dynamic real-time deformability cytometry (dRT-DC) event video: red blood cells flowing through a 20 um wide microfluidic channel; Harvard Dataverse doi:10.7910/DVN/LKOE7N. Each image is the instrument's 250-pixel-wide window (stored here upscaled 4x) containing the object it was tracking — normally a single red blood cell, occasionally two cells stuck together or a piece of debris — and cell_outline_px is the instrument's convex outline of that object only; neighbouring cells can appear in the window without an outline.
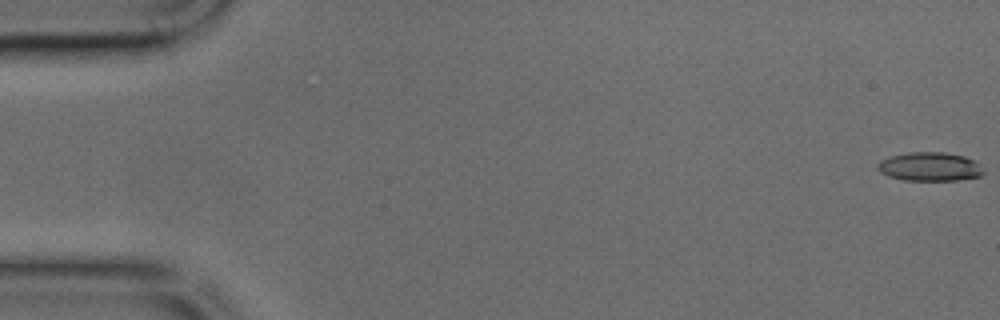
{"species": "common noctule bat (a hibernating species)", "species_latin": "Nyctalus noctula", "temperature_condition": "cold", "stored_images_in_passage": 44, "camera_frame_rate_fps": 3000, "um_per_image_px": 0.085, "animal": {"sex": "male", "body_mass_g": 17.9, "forearm_length_mm": 54.2}, "frame": {"image": 1, "passage_image": 1, "time_ms": 0.0, "image_size_px": [1000, 320], "cell_outline_px": [[984, 172], [980, 176], [956, 180], [904, 180], [888, 176], [880, 172], [876, 168], [876, 164], [880, 160], [892, 156], [908, 152], [944, 152], [964, 156], [972, 160]], "centroid_in_image_um": [78.96, 14.16], "position_along_channel_um": 6.0, "area_um2": 17.57}}
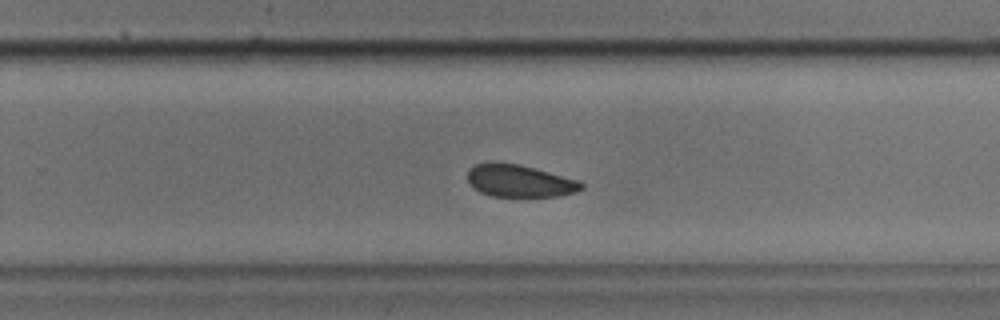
{"frame": {"image": 2, "passage_image": 28, "time_ms": 9.0, "image_size_px": [1000, 320], "cell_outline_px": [[584, 188], [576, 192], [560, 196], [492, 196], [480, 192], [472, 188], [468, 180], [468, 168], [476, 164], [488, 160], [496, 160], [520, 164], [580, 180], [584, 184]], "centroid_in_image_um": [44.14, 15.34], "position_along_channel_um": 285.7, "area_um2": 22.02}}
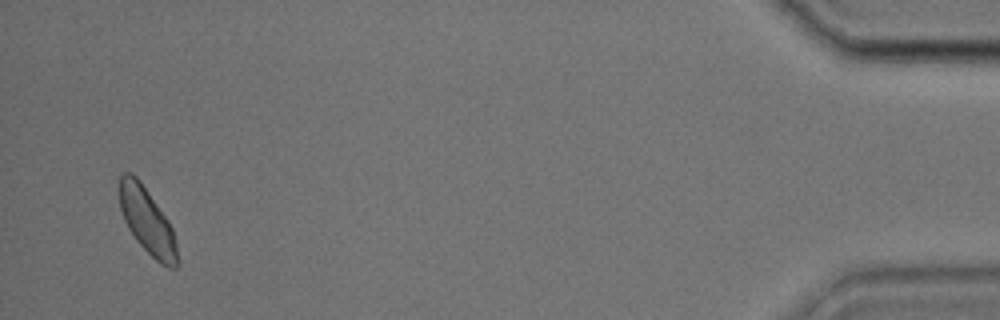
{"frame": {"image": 3, "passage_image": 43, "time_ms": 14.0, "image_size_px": [1000, 320], "cell_outline_px": [[176, 268], [168, 268], [160, 264], [136, 240], [128, 228], [124, 220], [120, 208], [120, 176], [124, 172], [132, 172], [140, 180], [168, 220], [172, 228], [176, 244]], "centroid_in_image_um": [12.49, 18.76], "position_along_channel_um": 422.7, "area_um2": 21.85}}